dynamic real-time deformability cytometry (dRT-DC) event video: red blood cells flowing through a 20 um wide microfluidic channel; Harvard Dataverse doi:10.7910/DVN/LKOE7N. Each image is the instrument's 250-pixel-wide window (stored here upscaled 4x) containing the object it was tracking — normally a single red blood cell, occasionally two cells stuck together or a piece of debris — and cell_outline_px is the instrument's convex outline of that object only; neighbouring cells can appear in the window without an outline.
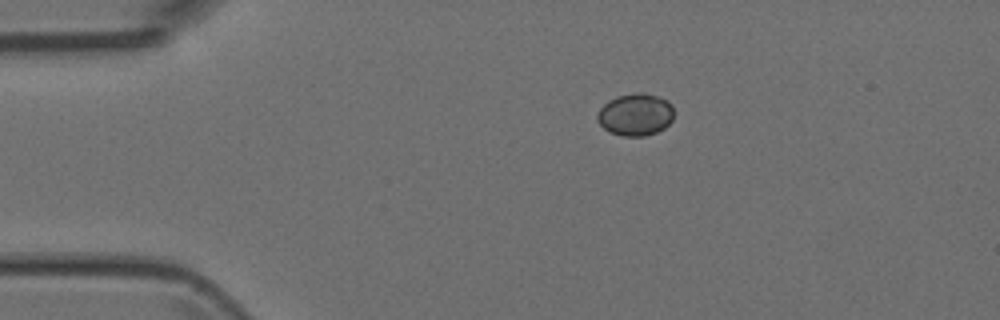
{"species": "Egyptian fruit bat (a non-hibernating species)", "species_latin": "Rousettus aegyptiacus", "temperature_condition": "room temperature", "stored_images_in_passage": 41, "camera_frame_rate_fps": 3000, "um_per_image_px": 0.085, "animal": {"sex": "female"}, "frame": {"image": 1, "passage_image": 1, "time_ms": 0.0, "image_size_px": [1000, 320], "cell_outline_px": [[672, 120], [664, 128], [656, 132], [644, 136], [620, 136], [604, 128], [596, 120], [596, 116], [600, 108], [608, 100], [616, 96], [636, 92], [644, 92], [668, 100], [672, 104]], "centroid_in_image_um": [54.0, 9.72], "position_along_channel_um": 31.0, "area_um2": 18.9}}
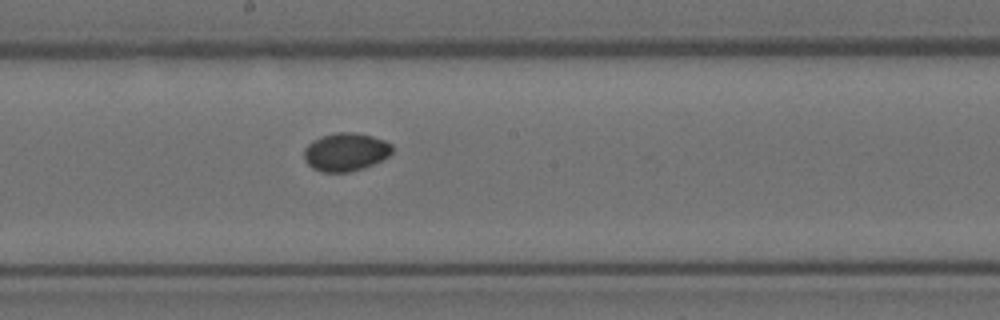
{"frame": {"image": 2, "passage_image": 18, "time_ms": 5.667, "image_size_px": [1000, 320], "cell_outline_px": [[392, 152], [388, 156], [372, 164], [348, 172], [324, 172], [312, 168], [304, 160], [304, 148], [312, 140], [320, 136], [336, 132], [352, 132], [372, 136], [384, 140], [392, 144]], "centroid_in_image_um": [29.35, 12.9], "position_along_channel_um": 218.9, "area_um2": 19.54}}
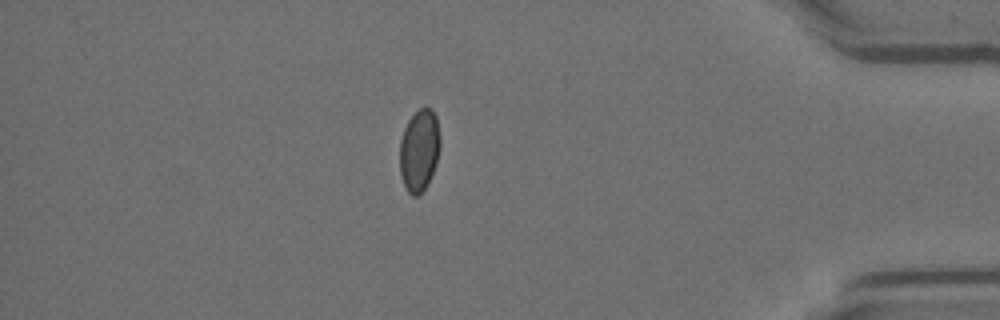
{"frame": {"image": 3, "passage_image": 34, "time_ms": 11.0, "image_size_px": [1000, 320], "cell_outline_px": [[440, 148], [436, 164], [428, 184], [416, 196], [412, 196], [408, 192], [404, 184], [400, 172], [400, 140], [404, 128], [408, 120], [420, 108], [432, 108], [436, 116], [440, 136]], "centroid_in_image_um": [35.64, 12.76], "position_along_channel_um": 399.6, "area_um2": 19.31}}